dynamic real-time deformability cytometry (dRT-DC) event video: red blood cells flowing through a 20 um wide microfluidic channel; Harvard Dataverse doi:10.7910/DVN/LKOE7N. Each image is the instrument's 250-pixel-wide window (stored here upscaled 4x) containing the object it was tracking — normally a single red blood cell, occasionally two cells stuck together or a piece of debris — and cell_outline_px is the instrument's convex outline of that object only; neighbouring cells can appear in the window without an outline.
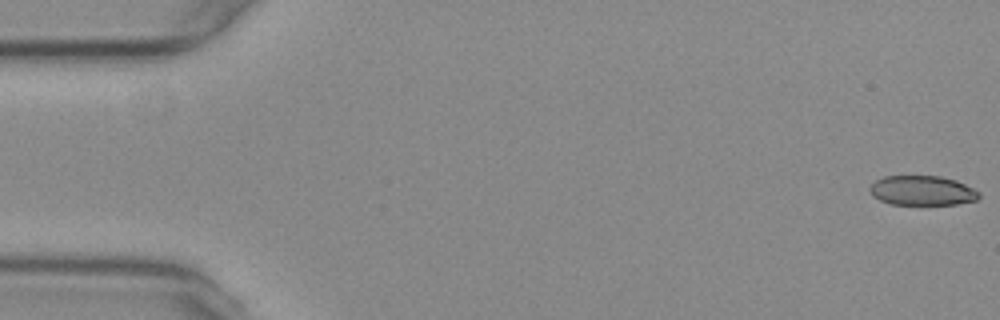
{"species": "common noctule bat (a hibernating species)", "species_latin": "Nyctalus noctula", "temperature_condition": "warm", "stored_images_in_passage": 55, "camera_frame_rate_fps": 3000, "um_per_image_px": 0.085, "animal": {"sex": "female", "body_mass_g": 29.2, "forearm_length_mm": 56.3}, "frame": {"image": 1, "passage_image": 1, "time_ms": 0.0, "image_size_px": [1000, 320], "cell_outline_px": [[980, 196], [976, 200], [956, 204], [892, 204], [880, 200], [872, 196], [868, 188], [876, 180], [884, 176], [940, 176], [956, 180], [980, 192]], "centroid_in_image_um": [78.37, 16.19], "position_along_channel_um": 6.6, "area_um2": 18.79}}
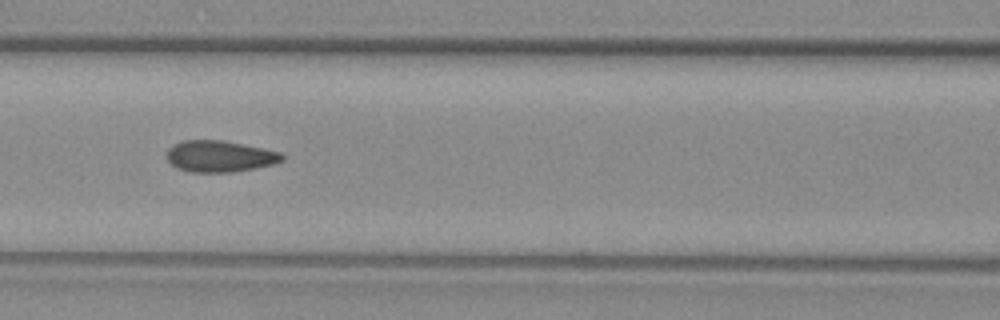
{"frame": {"image": 2, "passage_image": 24, "time_ms": 7.667, "image_size_px": [1000, 320], "cell_outline_px": [[284, 160], [276, 164], [256, 168], [232, 172], [188, 172], [176, 168], [168, 160], [168, 148], [184, 140], [224, 140], [264, 148], [280, 152], [284, 156]], "centroid_in_image_um": [18.72, 13.29], "position_along_channel_um": 147.9, "area_um2": 21.21}}
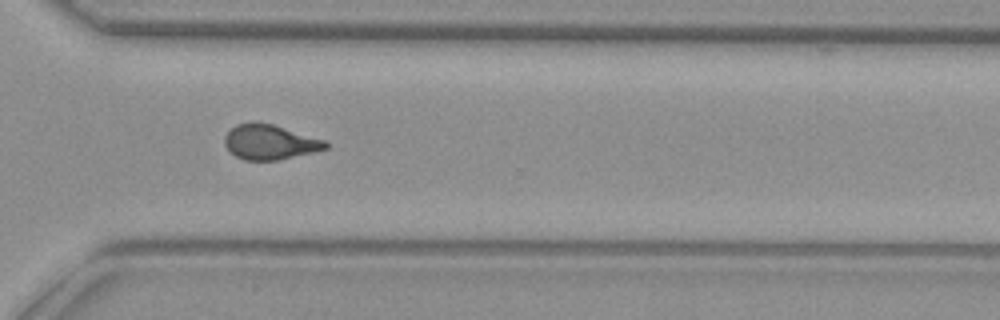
{"frame": {"image": 3, "passage_image": 40, "time_ms": 13.0, "image_size_px": [1000, 320], "cell_outline_px": [[328, 148], [312, 152], [276, 160], [244, 160], [236, 156], [224, 144], [224, 136], [236, 124], [252, 120], [256, 120], [272, 124], [324, 140], [328, 144]], "centroid_in_image_um": [22.89, 12.05], "position_along_channel_um": 347.7, "area_um2": 20.4}, "authors_computed_cell_mechanics": {"area_um2": 20.8658, "velocity_mm_per_s": 3.7563, "shape_relaxation_time_tau1_ms": null, "shape_relaxation_time_tau2_ms": 1.3559, "deformation_change_tau1": null, "deformation_change_tau2": 0.0828}}